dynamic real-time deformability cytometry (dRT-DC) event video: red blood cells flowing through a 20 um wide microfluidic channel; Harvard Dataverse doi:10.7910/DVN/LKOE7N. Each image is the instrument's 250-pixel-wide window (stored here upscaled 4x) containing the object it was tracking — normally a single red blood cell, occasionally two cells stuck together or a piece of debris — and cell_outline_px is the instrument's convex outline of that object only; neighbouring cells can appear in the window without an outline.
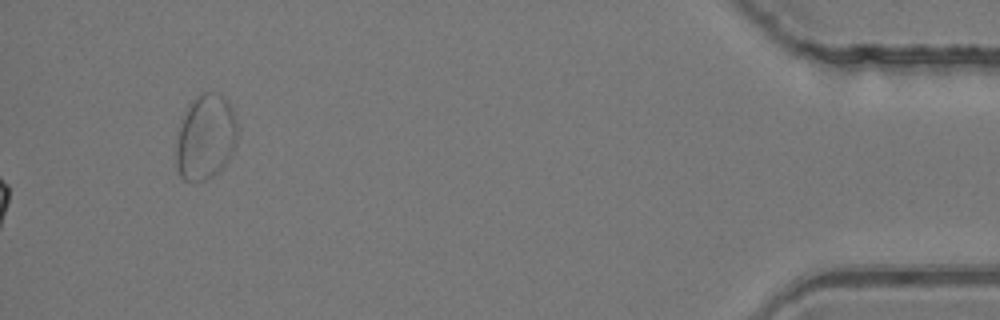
{"species": "common noctule bat (a hibernating species)", "species_latin": "Nyctalus noctula", "temperature_condition": "room temperature", "stored_images_in_passage": 40, "camera_frame_rate_fps": 3000, "um_per_image_px": 0.085, "animal": {"sex": "female", "body_mass_g": 24.6, "forearm_length_mm": 56.2}, "frame": {"image": 1, "passage_image": 40, "time_ms": 13.0, "image_size_px": [1000, 320], "cell_outline_px": [[236, 140], [228, 156], [220, 168], [212, 176], [204, 180], [184, 180], [180, 176], [176, 164], [176, 144], [180, 128], [188, 104], [200, 92], [212, 92], [224, 96], [232, 112], [236, 124]], "centroid_in_image_um": [17.43, 11.63], "position_along_channel_um": 417.8, "area_um2": 29.54}}